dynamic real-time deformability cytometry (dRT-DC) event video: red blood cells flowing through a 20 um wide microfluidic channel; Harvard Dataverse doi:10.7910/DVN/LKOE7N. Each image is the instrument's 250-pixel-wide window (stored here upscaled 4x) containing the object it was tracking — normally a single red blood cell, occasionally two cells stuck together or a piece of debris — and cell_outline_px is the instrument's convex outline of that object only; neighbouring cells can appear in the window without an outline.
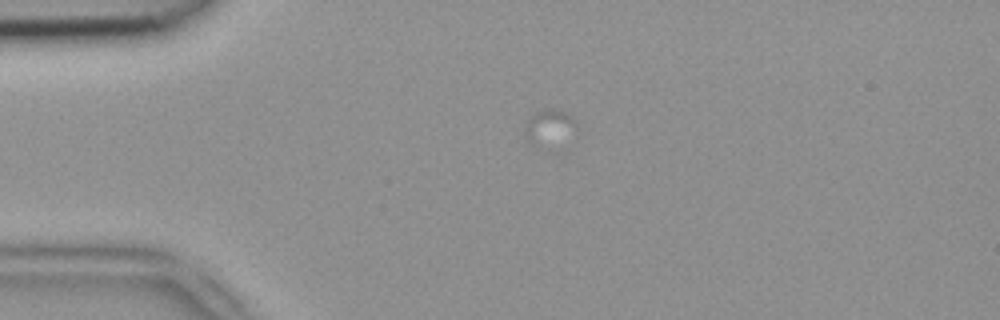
{"species": "common noctule bat (a hibernating species)", "species_latin": "Nyctalus noctula", "temperature_condition": "room temperature", "stored_images_in_passage": 1, "camera_frame_rate_fps": 3000, "um_per_image_px": 0.085, "animal": {"sex": "female", "body_mass_g": 18.4}, "frame": {"image": 1, "passage_image": 1, "time_ms": 0.0, "image_size_px": [1000, 320], "cell_outline_px": [[580, 132], [536, 144], [528, 144], [524, 140], [524, 124], [536, 112], [548, 108], [552, 108], [564, 112], [576, 120]], "centroid_in_image_um": [46.67, 10.73], "position_along_channel_um": 38.3, "area_um2": 10.17}}